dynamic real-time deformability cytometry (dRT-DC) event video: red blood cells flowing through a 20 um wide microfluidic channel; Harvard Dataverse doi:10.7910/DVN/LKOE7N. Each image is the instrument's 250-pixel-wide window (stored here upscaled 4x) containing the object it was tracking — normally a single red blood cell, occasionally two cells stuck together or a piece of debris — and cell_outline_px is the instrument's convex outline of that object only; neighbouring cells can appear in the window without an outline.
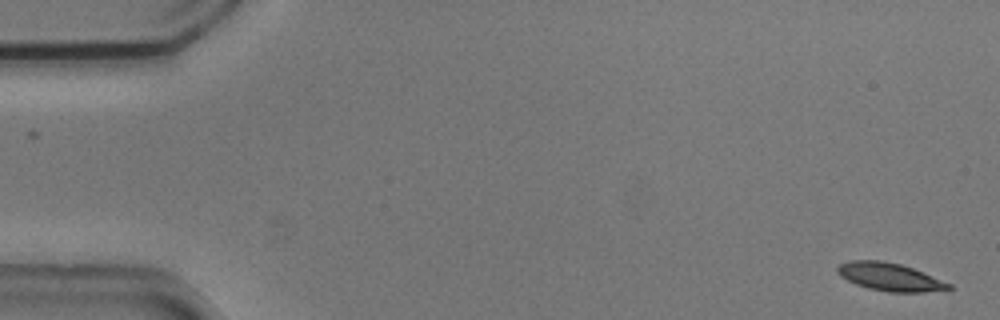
{"species": "common noctule bat (a hibernating species)", "species_latin": "Nyctalus noctula", "temperature_condition": "cold", "stored_images_in_passage": 13, "camera_frame_rate_fps": 3000, "um_per_image_px": 0.085, "animal": {"sex": "male", "body_mass_g": 20.5, "forearm_length_mm": 52.5}, "frame": {"image": 1, "passage_image": 1, "time_ms": 0.0, "image_size_px": [1000, 320], "cell_outline_px": [[952, 288], [948, 292], [888, 292], [868, 288], [856, 284], [840, 276], [836, 272], [836, 268], [840, 264], [848, 260], [880, 260], [900, 264], [912, 268], [952, 284]], "centroid_in_image_um": [75.67, 23.55], "position_along_channel_um": 9.3, "area_um2": 18.32}}